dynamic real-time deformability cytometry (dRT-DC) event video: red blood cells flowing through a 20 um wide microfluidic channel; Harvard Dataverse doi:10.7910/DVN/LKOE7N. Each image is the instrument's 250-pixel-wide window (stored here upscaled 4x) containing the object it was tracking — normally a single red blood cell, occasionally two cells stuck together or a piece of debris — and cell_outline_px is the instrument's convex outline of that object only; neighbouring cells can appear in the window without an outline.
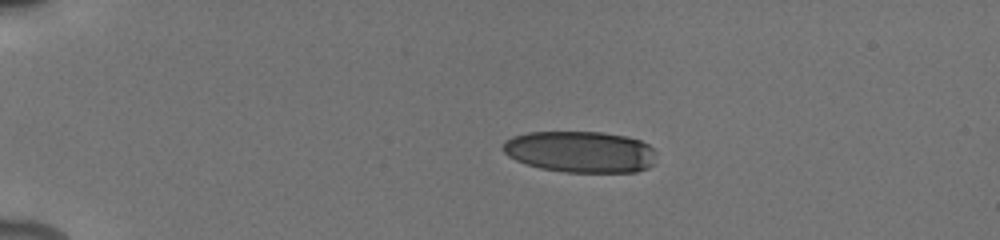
{"species": "human", "species_latin": "Homo sapiens", "temperature_condition": "cold", "stored_images_in_passage": 26, "camera_frame_rate_fps": 3000, "um_per_image_px": 0.085, "donor": {"sex": "male"}, "frame": {"image": 1, "passage_image": 3, "time_ms": 2.333, "image_size_px": [1000, 240], "cell_outline_px": [[656, 152], [652, 164], [648, 168], [636, 172], [564, 172], [540, 168], [516, 160], [508, 156], [500, 148], [504, 140], [512, 136], [528, 132], [604, 132], [628, 136], [640, 140], [648, 144]], "centroid_in_image_um": [49.31, 12.89], "position_along_channel_um": 35.7, "area_um2": 37.34}}
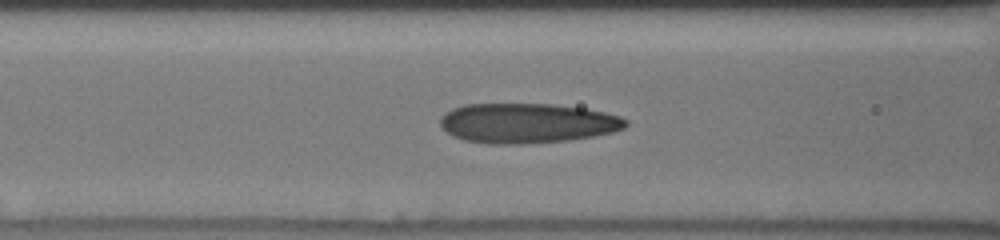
{"frame": {"image": 2, "passage_image": 13, "time_ms": 6.333, "image_size_px": [1000, 240], "cell_outline_px": [[628, 124], [624, 128], [612, 132], [592, 136], [568, 140], [520, 144], [488, 144], [464, 140], [452, 136], [440, 124], [440, 116], [452, 108], [464, 104], [552, 104], [584, 108], [604, 112], [620, 116], [628, 120]], "centroid_in_image_um": [44.8, 10.46], "position_along_channel_um": 121.8, "area_um2": 43.18}}
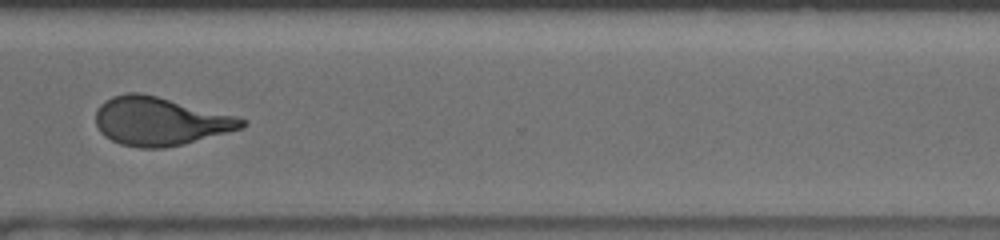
{"frame": {"image": 3, "passage_image": 23, "time_ms": 12.333, "image_size_px": [1000, 240], "cell_outline_px": [[248, 124], [244, 128], [184, 144], [164, 148], [140, 148], [120, 144], [104, 136], [100, 132], [96, 124], [96, 112], [100, 104], [104, 100], [112, 96], [128, 92], [140, 92], [236, 116], [248, 120]], "centroid_in_image_um": [13.6, 10.31], "position_along_channel_um": 357.0, "area_um2": 41.27}, "authors_computed_cell_mechanics": {"area_um2": 41.2981, "velocity_mm_per_s": 3.9193, "shape_relaxation_time_tau1_ms": 6.4003, "shape_relaxation_time_tau2_ms": 1.4338, "deformation_change_tau1": 0.224, "deformation_change_tau2": 0.1065}}